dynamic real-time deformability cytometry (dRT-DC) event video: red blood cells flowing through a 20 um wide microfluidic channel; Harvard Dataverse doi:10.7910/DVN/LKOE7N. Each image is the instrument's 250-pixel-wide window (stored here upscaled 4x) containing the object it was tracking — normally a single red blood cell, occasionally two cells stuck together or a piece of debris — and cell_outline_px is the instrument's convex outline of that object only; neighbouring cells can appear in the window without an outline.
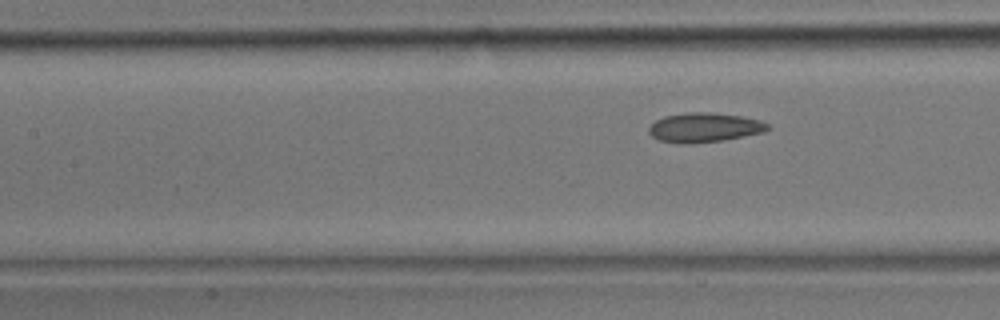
{"species": "common noctule bat (a hibernating species)", "species_latin": "Nyctalus noctula", "temperature_condition": "room temperature", "stored_images_in_passage": 7, "segment_of_instrument_passage": [2, 2], "camera_frame_rate_fps": 3000, "um_per_image_px": 0.085, "animal": {"sex": "male", "body_mass_g": 17.9}, "frame": {"image": 1, "passage_image": 7, "time_ms": 2.0, "image_size_px": [1000, 320], "cell_outline_px": [[772, 128], [764, 132], [724, 140], [688, 144], [676, 144], [656, 140], [648, 132], [648, 128], [656, 120], [664, 116], [688, 112], [712, 112], [740, 116], [760, 120], [768, 124]], "centroid_in_image_um": [59.85, 10.85], "position_along_channel_um": 147.6, "area_um2": 20.63}}